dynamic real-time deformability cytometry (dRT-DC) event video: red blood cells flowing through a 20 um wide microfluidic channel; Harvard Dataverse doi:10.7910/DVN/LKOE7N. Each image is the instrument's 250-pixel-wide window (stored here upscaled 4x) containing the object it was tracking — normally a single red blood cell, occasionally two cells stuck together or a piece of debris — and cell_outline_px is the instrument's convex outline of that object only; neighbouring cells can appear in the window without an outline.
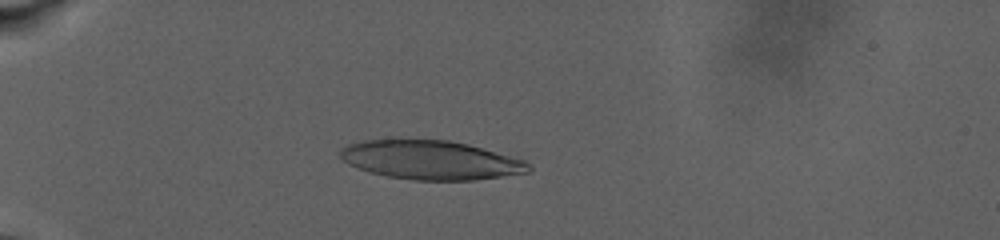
{"species": "human", "species_latin": "Homo sapiens", "temperature_condition": "warm", "stored_images_in_passage": 67, "camera_frame_rate_fps": 3000, "um_per_image_px": 0.085, "donor": {"sex": "male"}, "frame": {"image": 1, "passage_image": 26, "time_ms": 8.667, "image_size_px": [1000, 240], "cell_outline_px": [[532, 168], [528, 172], [476, 180], [416, 180], [388, 176], [368, 172], [348, 164], [340, 156], [340, 148], [348, 144], [360, 140], [448, 140], [468, 144], [524, 160]], "centroid_in_image_um": [36.58, 13.6], "position_along_channel_um": 48.4, "area_um2": 42.48}}
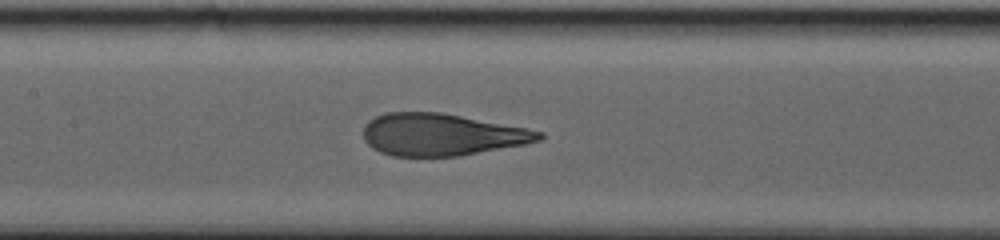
{"frame": {"image": 2, "passage_image": 45, "time_ms": 15.0, "image_size_px": [1000, 240], "cell_outline_px": [[544, 136], [540, 140], [524, 144], [460, 156], [392, 156], [380, 152], [372, 148], [364, 140], [364, 128], [368, 120], [376, 116], [388, 112], [440, 112], [528, 128], [544, 132]], "centroid_in_image_um": [37.53, 11.44], "position_along_channel_um": 169.9, "area_um2": 43.06}}
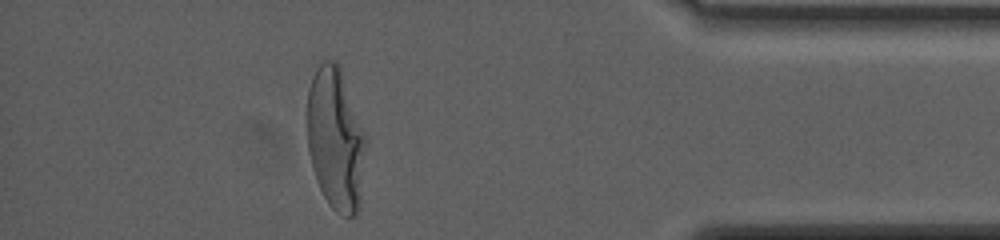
{"frame": {"image": 3, "passage_image": 63, "time_ms": 25.333, "image_size_px": [1000, 240], "cell_outline_px": [[368, 140], [360, 204], [356, 216], [344, 216], [336, 212], [328, 204], [316, 180], [312, 168], [308, 152], [308, 88], [312, 76], [316, 68], [324, 60], [336, 60], [340, 64]], "centroid_in_image_um": [28.56, 11.82], "position_along_channel_um": 406.6, "area_um2": 49.65}, "authors_computed_cell_mechanics": {"area_um2": 45.6042, "velocity_mm_per_s": 2.5843, "shape_relaxation_time_tau1_ms": 7.2532, "shape_relaxation_time_tau2_ms": null, "deformation_change_tau1": 0.292, "deformation_change_tau2": null}}